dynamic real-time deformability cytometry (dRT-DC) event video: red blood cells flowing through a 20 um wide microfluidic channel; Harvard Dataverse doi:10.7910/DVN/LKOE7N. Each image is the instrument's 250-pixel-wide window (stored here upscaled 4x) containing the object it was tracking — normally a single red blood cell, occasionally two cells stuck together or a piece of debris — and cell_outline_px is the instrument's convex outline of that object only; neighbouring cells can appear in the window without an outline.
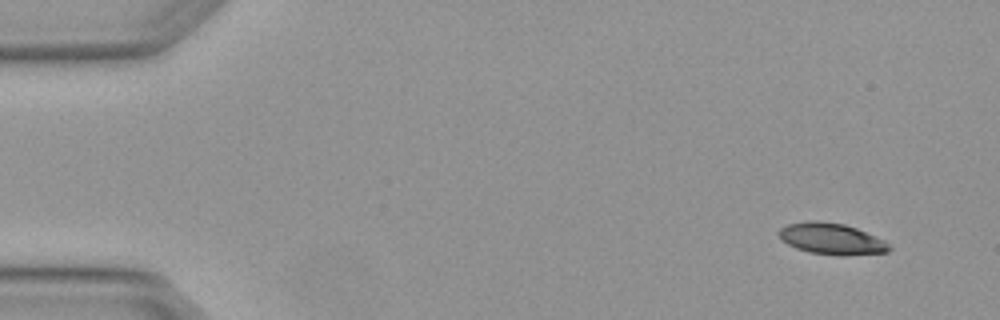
{"species": "Egyptian fruit bat (a non-hibernating species)", "species_latin": "Rousettus aegyptiacus", "temperature_condition": "warm", "stored_images_in_passage": 4, "camera_frame_rate_fps": 3000, "um_per_image_px": 0.085, "animal": {"sex": "female"}, "frame": {"image": 1, "passage_image": 1, "time_ms": 0.0, "image_size_px": [1000, 320], "cell_outline_px": [[892, 248], [888, 252], [808, 252], [796, 248], [788, 244], [780, 236], [780, 228], [788, 224], [804, 220], [816, 220], [844, 224], [856, 228], [884, 240]], "centroid_in_image_um": [70.62, 20.22], "position_along_channel_um": 14.4, "area_um2": 18.9}}